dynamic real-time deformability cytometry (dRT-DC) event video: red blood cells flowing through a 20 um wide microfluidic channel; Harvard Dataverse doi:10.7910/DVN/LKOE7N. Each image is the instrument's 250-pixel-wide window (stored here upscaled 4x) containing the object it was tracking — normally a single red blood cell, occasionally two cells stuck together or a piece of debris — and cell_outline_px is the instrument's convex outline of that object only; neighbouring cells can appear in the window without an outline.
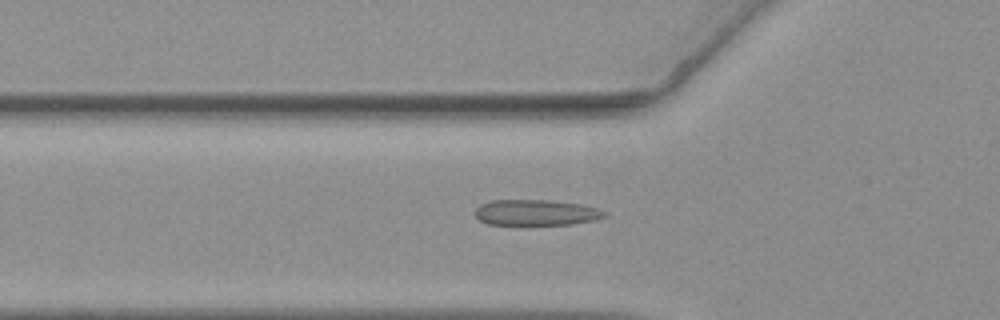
{"species": "common noctule bat (a hibernating species)", "species_latin": "Nyctalus noctula", "temperature_condition": "warm", "stored_images_in_passage": 56, "camera_frame_rate_fps": 3000, "um_per_image_px": 0.085, "animal": {"sex": "female", "body_mass_g": 19.3, "forearm_length_mm": 54.1}, "frame": {"image": 1, "passage_image": 19, "time_ms": 6.0, "image_size_px": [1000, 320], "cell_outline_px": [[608, 216], [596, 220], [572, 224], [488, 224], [480, 220], [476, 216], [476, 208], [480, 204], [492, 200], [552, 200], [580, 204], [596, 208], [608, 212]], "centroid_in_image_um": [45.61, 18.06], "position_along_channel_um": 80.2, "area_um2": 19.42}}
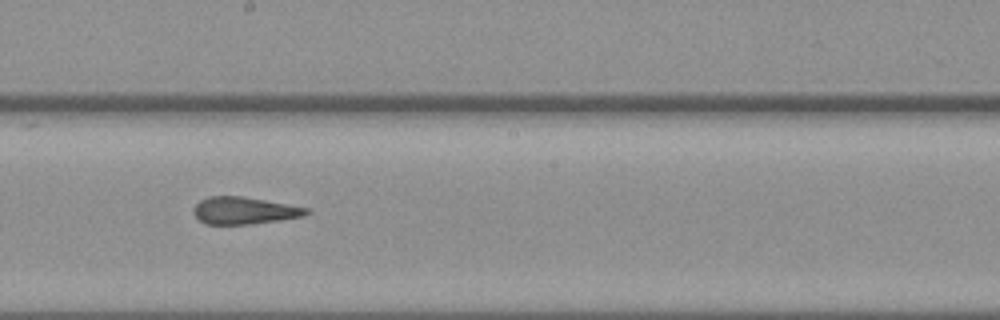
{"frame": {"image": 2, "passage_image": 31, "time_ms": 10.0, "image_size_px": [1000, 320], "cell_outline_px": [[308, 212], [304, 216], [280, 220], [252, 224], [204, 224], [192, 212], [192, 208], [200, 200], [208, 196], [244, 196], [288, 204], [308, 208]], "centroid_in_image_um": [20.72, 17.89], "position_along_channel_um": 227.5, "area_um2": 17.92}}
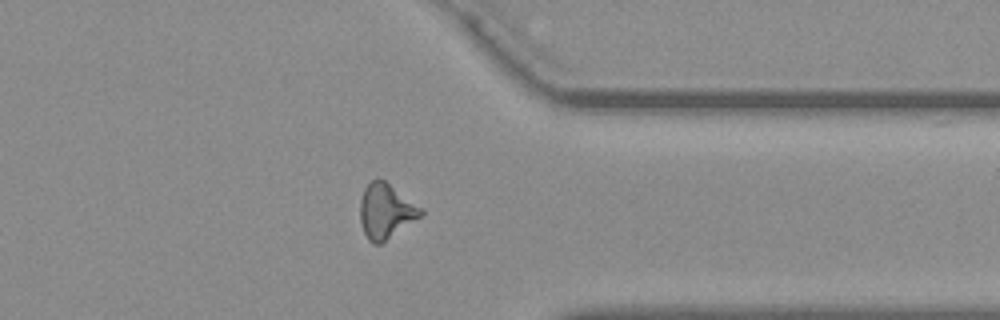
{"frame": {"image": 3, "passage_image": 44, "time_ms": 14.333, "image_size_px": [1000, 320], "cell_outline_px": [[424, 212], [420, 216], [380, 244], [372, 244], [368, 240], [364, 232], [360, 220], [360, 200], [364, 188], [372, 180], [384, 180], [424, 208]], "centroid_in_image_um": [32.79, 17.94], "position_along_channel_um": 378.6, "area_um2": 19.19}, "authors_computed_cell_mechanics": {"area_um2": 19.1029, "velocity_mm_per_s": 3.6582, "shape_relaxation_time_tau1_ms": null, "shape_relaxation_time_tau2_ms": 1.4318, "deformation_change_tau1": null, "deformation_change_tau2": 0.0979}}